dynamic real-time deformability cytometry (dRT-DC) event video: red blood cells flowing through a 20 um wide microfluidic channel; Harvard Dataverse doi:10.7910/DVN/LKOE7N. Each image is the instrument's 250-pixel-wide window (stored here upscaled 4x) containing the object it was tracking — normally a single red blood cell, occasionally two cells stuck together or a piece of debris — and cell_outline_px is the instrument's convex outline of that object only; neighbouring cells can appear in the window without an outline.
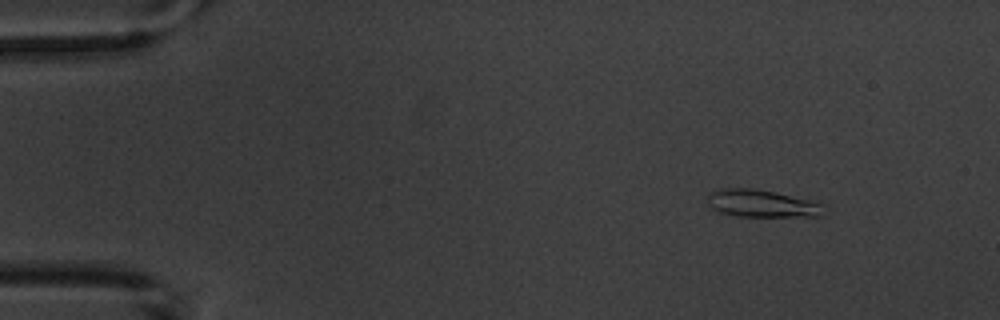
{"species": "common noctule bat (a hibernating species)", "species_latin": "Nyctalus noctula", "temperature_condition": "warm", "stored_images_in_passage": 9, "camera_frame_rate_fps": 3000, "um_per_image_px": 0.085, "animal": {"sex": "male", "body_mass_g": 20.1, "forearm_length_mm": 53.5}, "frame": {"image": 1, "passage_image": 1, "time_ms": 0.0, "image_size_px": [1000, 320], "cell_outline_px": [[828, 212], [816, 216], [736, 216], [720, 212], [712, 208], [708, 200], [708, 196], [712, 192], [720, 188], [752, 188], [820, 200]], "centroid_in_image_um": [64.87, 17.29], "position_along_channel_um": 20.1, "area_um2": 18.9}}
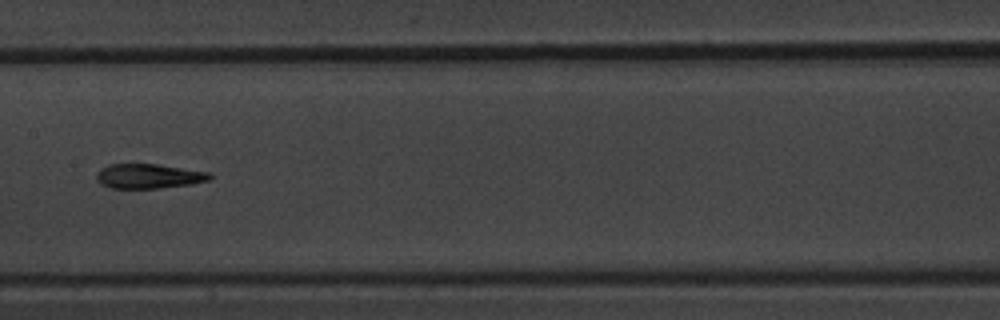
{"frame": {"image": 2, "passage_image": 7, "time_ms": 7.333, "image_size_px": [1000, 320], "cell_outline_px": [[212, 176], [208, 180], [192, 184], [160, 188], [112, 188], [100, 184], [96, 180], [96, 172], [100, 168], [108, 164], [156, 164], [212, 172]], "centroid_in_image_um": [12.62, 14.97], "position_along_channel_um": 194.8, "area_um2": 16.42}}
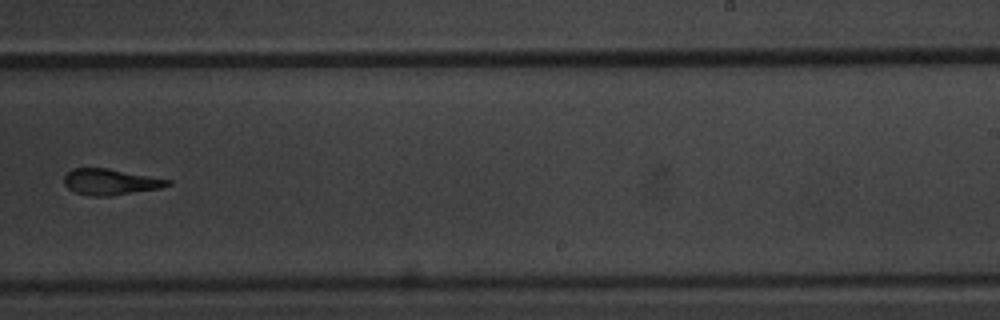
{"frame": {"image": 3, "passage_image": 9, "time_ms": 9.667, "image_size_px": [1000, 320], "cell_outline_px": [[172, 184], [160, 188], [112, 196], [88, 196], [76, 192], [68, 188], [64, 184], [64, 176], [72, 168], [108, 168], [172, 180]], "centroid_in_image_um": [9.39, 15.46], "position_along_channel_um": 279.6, "area_um2": 15.78}}